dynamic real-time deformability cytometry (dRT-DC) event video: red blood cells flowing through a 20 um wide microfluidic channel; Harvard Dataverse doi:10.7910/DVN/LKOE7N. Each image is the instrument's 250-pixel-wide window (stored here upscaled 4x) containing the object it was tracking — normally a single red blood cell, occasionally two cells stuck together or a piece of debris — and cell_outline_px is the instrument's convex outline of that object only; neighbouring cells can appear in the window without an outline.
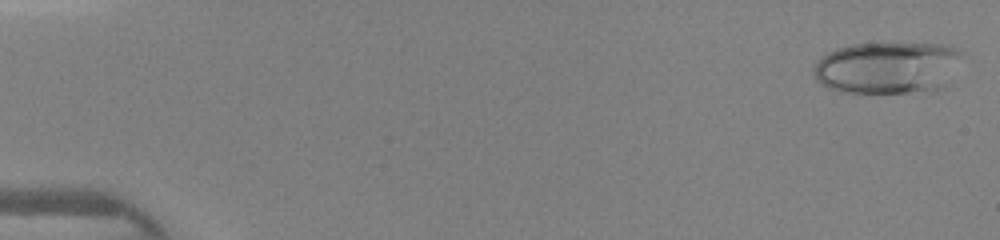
{"species": "human", "species_latin": "Homo sapiens", "temperature_condition": "warm", "stored_images_in_passage": 45, "camera_frame_rate_fps": 3000, "um_per_image_px": 0.085, "donor": {"sex": "female"}, "frame": {"image": 1, "passage_image": 1, "time_ms": 0.0, "image_size_px": [1000, 240], "cell_outline_px": [[964, 52], [948, 88], [932, 92], [844, 92], [828, 88], [816, 80], [812, 76], [812, 68], [828, 52], [836, 48], [852, 44], [944, 44], [956, 48]], "centroid_in_image_um": [75.52, 5.77], "position_along_channel_um": 9.5, "area_um2": 45.66}}
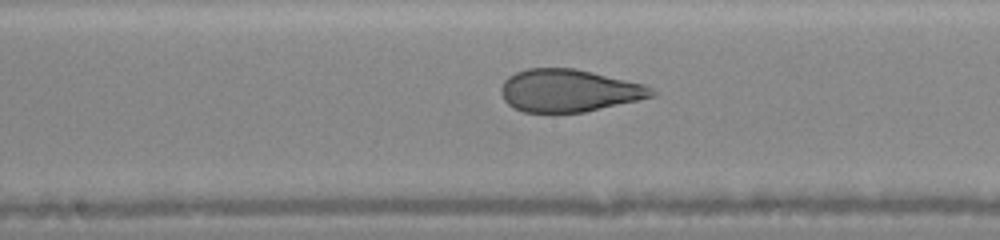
{"frame": {"image": 2, "passage_image": 24, "time_ms": 7.667, "image_size_px": [1000, 240], "cell_outline_px": [[660, 92], [656, 96], [584, 112], [524, 112], [512, 108], [504, 100], [500, 92], [500, 88], [504, 80], [508, 76], [516, 72], [528, 68], [576, 68], [644, 84]], "centroid_in_image_um": [48.36, 7.7], "position_along_channel_um": 199.8, "area_um2": 37.57}}
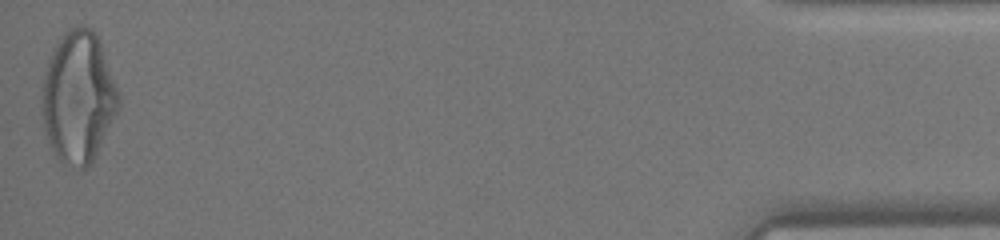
{"frame": {"image": 3, "passage_image": 45, "time_ms": 14.667, "image_size_px": [1000, 240], "cell_outline_px": [[120, 104], [96, 156], [92, 164], [84, 172], [60, 160], [56, 156], [48, 140], [44, 128], [40, 100], [48, 60], [52, 48], [60, 36], [68, 28], [80, 24], [92, 28], [96, 32], [120, 96]], "centroid_in_image_um": [6.64, 8.26], "position_along_channel_um": 428.6, "area_um2": 59.01}}